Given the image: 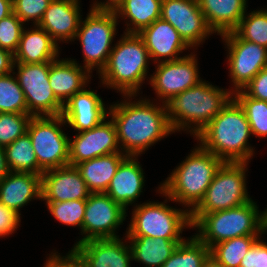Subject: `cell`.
Listing matches in <instances>:
<instances>
[{"mask_svg": "<svg viewBox=\"0 0 267 267\" xmlns=\"http://www.w3.org/2000/svg\"><path fill=\"white\" fill-rule=\"evenodd\" d=\"M240 267H267V243L259 238L241 260Z\"/></svg>", "mask_w": 267, "mask_h": 267, "instance_id": "40", "label": "cell"}, {"mask_svg": "<svg viewBox=\"0 0 267 267\" xmlns=\"http://www.w3.org/2000/svg\"><path fill=\"white\" fill-rule=\"evenodd\" d=\"M162 0H124L117 9L116 16L119 19L128 20L124 33H139L160 18Z\"/></svg>", "mask_w": 267, "mask_h": 267, "instance_id": "29", "label": "cell"}, {"mask_svg": "<svg viewBox=\"0 0 267 267\" xmlns=\"http://www.w3.org/2000/svg\"><path fill=\"white\" fill-rule=\"evenodd\" d=\"M233 32L240 38L267 48V9L243 16Z\"/></svg>", "mask_w": 267, "mask_h": 267, "instance_id": "33", "label": "cell"}, {"mask_svg": "<svg viewBox=\"0 0 267 267\" xmlns=\"http://www.w3.org/2000/svg\"><path fill=\"white\" fill-rule=\"evenodd\" d=\"M13 74L0 76V113L28 114L24 92Z\"/></svg>", "mask_w": 267, "mask_h": 267, "instance_id": "35", "label": "cell"}, {"mask_svg": "<svg viewBox=\"0 0 267 267\" xmlns=\"http://www.w3.org/2000/svg\"><path fill=\"white\" fill-rule=\"evenodd\" d=\"M127 211L106 193H91L86 199L83 236L75 245L91 239L118 238L117 228L124 224Z\"/></svg>", "mask_w": 267, "mask_h": 267, "instance_id": "13", "label": "cell"}, {"mask_svg": "<svg viewBox=\"0 0 267 267\" xmlns=\"http://www.w3.org/2000/svg\"><path fill=\"white\" fill-rule=\"evenodd\" d=\"M14 63V55L0 48V76L12 73Z\"/></svg>", "mask_w": 267, "mask_h": 267, "instance_id": "44", "label": "cell"}, {"mask_svg": "<svg viewBox=\"0 0 267 267\" xmlns=\"http://www.w3.org/2000/svg\"><path fill=\"white\" fill-rule=\"evenodd\" d=\"M16 78L24 92L28 114L31 116L61 115L64 104L55 96L49 82L50 62L14 63Z\"/></svg>", "mask_w": 267, "mask_h": 267, "instance_id": "11", "label": "cell"}, {"mask_svg": "<svg viewBox=\"0 0 267 267\" xmlns=\"http://www.w3.org/2000/svg\"><path fill=\"white\" fill-rule=\"evenodd\" d=\"M84 87L74 94L63 106L62 117L67 126L78 133L90 130L109 116L102 98L94 90Z\"/></svg>", "mask_w": 267, "mask_h": 267, "instance_id": "19", "label": "cell"}, {"mask_svg": "<svg viewBox=\"0 0 267 267\" xmlns=\"http://www.w3.org/2000/svg\"><path fill=\"white\" fill-rule=\"evenodd\" d=\"M208 26L217 35L233 31L243 18L247 0H198Z\"/></svg>", "mask_w": 267, "mask_h": 267, "instance_id": "26", "label": "cell"}, {"mask_svg": "<svg viewBox=\"0 0 267 267\" xmlns=\"http://www.w3.org/2000/svg\"><path fill=\"white\" fill-rule=\"evenodd\" d=\"M30 114L0 113V146L5 147L27 132Z\"/></svg>", "mask_w": 267, "mask_h": 267, "instance_id": "37", "label": "cell"}, {"mask_svg": "<svg viewBox=\"0 0 267 267\" xmlns=\"http://www.w3.org/2000/svg\"><path fill=\"white\" fill-rule=\"evenodd\" d=\"M160 18L171 24L191 48L197 47L214 33L198 0H162Z\"/></svg>", "mask_w": 267, "mask_h": 267, "instance_id": "15", "label": "cell"}, {"mask_svg": "<svg viewBox=\"0 0 267 267\" xmlns=\"http://www.w3.org/2000/svg\"><path fill=\"white\" fill-rule=\"evenodd\" d=\"M13 13V0H0V20Z\"/></svg>", "mask_w": 267, "mask_h": 267, "instance_id": "46", "label": "cell"}, {"mask_svg": "<svg viewBox=\"0 0 267 267\" xmlns=\"http://www.w3.org/2000/svg\"><path fill=\"white\" fill-rule=\"evenodd\" d=\"M126 239H91L74 245L70 251L85 267H131L132 253Z\"/></svg>", "mask_w": 267, "mask_h": 267, "instance_id": "17", "label": "cell"}, {"mask_svg": "<svg viewBox=\"0 0 267 267\" xmlns=\"http://www.w3.org/2000/svg\"><path fill=\"white\" fill-rule=\"evenodd\" d=\"M148 60L150 56L142 38L137 33H124L99 74L102 85L122 95H137L148 75Z\"/></svg>", "mask_w": 267, "mask_h": 267, "instance_id": "6", "label": "cell"}, {"mask_svg": "<svg viewBox=\"0 0 267 267\" xmlns=\"http://www.w3.org/2000/svg\"><path fill=\"white\" fill-rule=\"evenodd\" d=\"M48 211L64 225L77 226L81 229L86 207V199L46 202Z\"/></svg>", "mask_w": 267, "mask_h": 267, "instance_id": "36", "label": "cell"}, {"mask_svg": "<svg viewBox=\"0 0 267 267\" xmlns=\"http://www.w3.org/2000/svg\"><path fill=\"white\" fill-rule=\"evenodd\" d=\"M79 0H52L38 26L58 44L74 41L82 15ZM81 15V16H80Z\"/></svg>", "mask_w": 267, "mask_h": 267, "instance_id": "21", "label": "cell"}, {"mask_svg": "<svg viewBox=\"0 0 267 267\" xmlns=\"http://www.w3.org/2000/svg\"><path fill=\"white\" fill-rule=\"evenodd\" d=\"M4 150L10 172L43 174L44 171L38 165L31 138L27 132L5 146Z\"/></svg>", "mask_w": 267, "mask_h": 267, "instance_id": "30", "label": "cell"}, {"mask_svg": "<svg viewBox=\"0 0 267 267\" xmlns=\"http://www.w3.org/2000/svg\"><path fill=\"white\" fill-rule=\"evenodd\" d=\"M261 235H248L221 241L210 248V256L224 267H240V262Z\"/></svg>", "mask_w": 267, "mask_h": 267, "instance_id": "31", "label": "cell"}, {"mask_svg": "<svg viewBox=\"0 0 267 267\" xmlns=\"http://www.w3.org/2000/svg\"><path fill=\"white\" fill-rule=\"evenodd\" d=\"M134 96L137 95H123L126 100L118 101L108 109L116 126L121 152L127 156H139L162 138L174 133L166 104L157 106L148 98L131 101Z\"/></svg>", "mask_w": 267, "mask_h": 267, "instance_id": "1", "label": "cell"}, {"mask_svg": "<svg viewBox=\"0 0 267 267\" xmlns=\"http://www.w3.org/2000/svg\"><path fill=\"white\" fill-rule=\"evenodd\" d=\"M210 256V248L195 235L178 244L161 267H202Z\"/></svg>", "mask_w": 267, "mask_h": 267, "instance_id": "32", "label": "cell"}, {"mask_svg": "<svg viewBox=\"0 0 267 267\" xmlns=\"http://www.w3.org/2000/svg\"><path fill=\"white\" fill-rule=\"evenodd\" d=\"M24 23L14 14L0 20V48L9 51L13 55L16 53L21 34L25 28Z\"/></svg>", "mask_w": 267, "mask_h": 267, "instance_id": "38", "label": "cell"}, {"mask_svg": "<svg viewBox=\"0 0 267 267\" xmlns=\"http://www.w3.org/2000/svg\"><path fill=\"white\" fill-rule=\"evenodd\" d=\"M49 255L51 256L47 257L44 267H85L71 251L62 257L56 252Z\"/></svg>", "mask_w": 267, "mask_h": 267, "instance_id": "43", "label": "cell"}, {"mask_svg": "<svg viewBox=\"0 0 267 267\" xmlns=\"http://www.w3.org/2000/svg\"><path fill=\"white\" fill-rule=\"evenodd\" d=\"M202 267H224L218 263L213 257L209 256Z\"/></svg>", "mask_w": 267, "mask_h": 267, "instance_id": "48", "label": "cell"}, {"mask_svg": "<svg viewBox=\"0 0 267 267\" xmlns=\"http://www.w3.org/2000/svg\"><path fill=\"white\" fill-rule=\"evenodd\" d=\"M247 96L267 101V67L262 69L242 90Z\"/></svg>", "mask_w": 267, "mask_h": 267, "instance_id": "41", "label": "cell"}, {"mask_svg": "<svg viewBox=\"0 0 267 267\" xmlns=\"http://www.w3.org/2000/svg\"><path fill=\"white\" fill-rule=\"evenodd\" d=\"M251 135L245 111L232 97L195 138L223 162L248 163L254 154L248 143Z\"/></svg>", "mask_w": 267, "mask_h": 267, "instance_id": "2", "label": "cell"}, {"mask_svg": "<svg viewBox=\"0 0 267 267\" xmlns=\"http://www.w3.org/2000/svg\"><path fill=\"white\" fill-rule=\"evenodd\" d=\"M223 163L216 155L197 145L160 184V190L168 196L169 202H179L188 207L191 213L204 198L216 171Z\"/></svg>", "mask_w": 267, "mask_h": 267, "instance_id": "5", "label": "cell"}, {"mask_svg": "<svg viewBox=\"0 0 267 267\" xmlns=\"http://www.w3.org/2000/svg\"><path fill=\"white\" fill-rule=\"evenodd\" d=\"M32 199H42L41 175L9 172L0 181V202L18 214Z\"/></svg>", "mask_w": 267, "mask_h": 267, "instance_id": "24", "label": "cell"}, {"mask_svg": "<svg viewBox=\"0 0 267 267\" xmlns=\"http://www.w3.org/2000/svg\"><path fill=\"white\" fill-rule=\"evenodd\" d=\"M124 0H107L106 2H95L91 6L94 11L116 12L117 9L123 4Z\"/></svg>", "mask_w": 267, "mask_h": 267, "instance_id": "45", "label": "cell"}, {"mask_svg": "<svg viewBox=\"0 0 267 267\" xmlns=\"http://www.w3.org/2000/svg\"><path fill=\"white\" fill-rule=\"evenodd\" d=\"M10 172L4 147L0 146V181Z\"/></svg>", "mask_w": 267, "mask_h": 267, "instance_id": "47", "label": "cell"}, {"mask_svg": "<svg viewBox=\"0 0 267 267\" xmlns=\"http://www.w3.org/2000/svg\"><path fill=\"white\" fill-rule=\"evenodd\" d=\"M118 18L115 12L94 11L87 14L84 21H80L78 31L75 36L80 41L83 53L82 66L89 73L94 68L97 72L106 67L109 55L112 51V42L117 34Z\"/></svg>", "mask_w": 267, "mask_h": 267, "instance_id": "8", "label": "cell"}, {"mask_svg": "<svg viewBox=\"0 0 267 267\" xmlns=\"http://www.w3.org/2000/svg\"><path fill=\"white\" fill-rule=\"evenodd\" d=\"M144 179V172L138 162V156H127L118 166L105 193L125 210H128L127 207L135 204L143 192Z\"/></svg>", "mask_w": 267, "mask_h": 267, "instance_id": "22", "label": "cell"}, {"mask_svg": "<svg viewBox=\"0 0 267 267\" xmlns=\"http://www.w3.org/2000/svg\"><path fill=\"white\" fill-rule=\"evenodd\" d=\"M197 60L196 54L191 53L177 60L156 64L149 83L157 97L163 99V104L203 80L199 77Z\"/></svg>", "mask_w": 267, "mask_h": 267, "instance_id": "14", "label": "cell"}, {"mask_svg": "<svg viewBox=\"0 0 267 267\" xmlns=\"http://www.w3.org/2000/svg\"><path fill=\"white\" fill-rule=\"evenodd\" d=\"M225 48H228V67L234 89L232 93L243 90L245 86L267 67V48L240 39L233 31L220 35Z\"/></svg>", "mask_w": 267, "mask_h": 267, "instance_id": "12", "label": "cell"}, {"mask_svg": "<svg viewBox=\"0 0 267 267\" xmlns=\"http://www.w3.org/2000/svg\"><path fill=\"white\" fill-rule=\"evenodd\" d=\"M129 241L132 260L145 267H161L184 239H164L144 236H125Z\"/></svg>", "mask_w": 267, "mask_h": 267, "instance_id": "28", "label": "cell"}, {"mask_svg": "<svg viewBox=\"0 0 267 267\" xmlns=\"http://www.w3.org/2000/svg\"><path fill=\"white\" fill-rule=\"evenodd\" d=\"M90 73L75 59L50 62L49 82L55 96L65 104L74 94L90 84Z\"/></svg>", "mask_w": 267, "mask_h": 267, "instance_id": "23", "label": "cell"}, {"mask_svg": "<svg viewBox=\"0 0 267 267\" xmlns=\"http://www.w3.org/2000/svg\"><path fill=\"white\" fill-rule=\"evenodd\" d=\"M106 119L69 140V165L76 166L99 156L121 152L115 123L112 119Z\"/></svg>", "mask_w": 267, "mask_h": 267, "instance_id": "16", "label": "cell"}, {"mask_svg": "<svg viewBox=\"0 0 267 267\" xmlns=\"http://www.w3.org/2000/svg\"><path fill=\"white\" fill-rule=\"evenodd\" d=\"M41 194L45 202L87 199L91 192L76 166L67 165L43 172Z\"/></svg>", "mask_w": 267, "mask_h": 267, "instance_id": "18", "label": "cell"}, {"mask_svg": "<svg viewBox=\"0 0 267 267\" xmlns=\"http://www.w3.org/2000/svg\"><path fill=\"white\" fill-rule=\"evenodd\" d=\"M52 0H13V13L23 22L38 25Z\"/></svg>", "mask_w": 267, "mask_h": 267, "instance_id": "39", "label": "cell"}, {"mask_svg": "<svg viewBox=\"0 0 267 267\" xmlns=\"http://www.w3.org/2000/svg\"><path fill=\"white\" fill-rule=\"evenodd\" d=\"M127 157L122 152L99 156L76 165L91 193H105L120 163Z\"/></svg>", "mask_w": 267, "mask_h": 267, "instance_id": "27", "label": "cell"}, {"mask_svg": "<svg viewBox=\"0 0 267 267\" xmlns=\"http://www.w3.org/2000/svg\"><path fill=\"white\" fill-rule=\"evenodd\" d=\"M138 35L142 38L150 59H153L154 63L180 59L182 58L179 56L180 53L191 49L177 30L161 18L142 29Z\"/></svg>", "mask_w": 267, "mask_h": 267, "instance_id": "20", "label": "cell"}, {"mask_svg": "<svg viewBox=\"0 0 267 267\" xmlns=\"http://www.w3.org/2000/svg\"><path fill=\"white\" fill-rule=\"evenodd\" d=\"M245 111L251 134L258 138L267 137V101L247 96L242 90L233 93Z\"/></svg>", "mask_w": 267, "mask_h": 267, "instance_id": "34", "label": "cell"}, {"mask_svg": "<svg viewBox=\"0 0 267 267\" xmlns=\"http://www.w3.org/2000/svg\"><path fill=\"white\" fill-rule=\"evenodd\" d=\"M232 97V89L223 90L205 80L179 93L166 103L173 132L187 130L196 137Z\"/></svg>", "mask_w": 267, "mask_h": 267, "instance_id": "3", "label": "cell"}, {"mask_svg": "<svg viewBox=\"0 0 267 267\" xmlns=\"http://www.w3.org/2000/svg\"><path fill=\"white\" fill-rule=\"evenodd\" d=\"M164 202H144L134 207L132 218L127 227L126 236H144L164 239H183L180 234L186 228H192L190 213L187 209H175L168 206V196ZM186 227V228H185Z\"/></svg>", "mask_w": 267, "mask_h": 267, "instance_id": "7", "label": "cell"}, {"mask_svg": "<svg viewBox=\"0 0 267 267\" xmlns=\"http://www.w3.org/2000/svg\"><path fill=\"white\" fill-rule=\"evenodd\" d=\"M59 44L38 25L23 29L19 46L14 54L15 63L35 64L52 62L59 57Z\"/></svg>", "mask_w": 267, "mask_h": 267, "instance_id": "25", "label": "cell"}, {"mask_svg": "<svg viewBox=\"0 0 267 267\" xmlns=\"http://www.w3.org/2000/svg\"><path fill=\"white\" fill-rule=\"evenodd\" d=\"M247 165L224 162L216 171L204 198L191 213H211L251 201L246 188Z\"/></svg>", "mask_w": 267, "mask_h": 267, "instance_id": "10", "label": "cell"}, {"mask_svg": "<svg viewBox=\"0 0 267 267\" xmlns=\"http://www.w3.org/2000/svg\"><path fill=\"white\" fill-rule=\"evenodd\" d=\"M253 200L238 207L211 213H190L195 236L209 248L236 237L267 233V208L260 212Z\"/></svg>", "mask_w": 267, "mask_h": 267, "instance_id": "4", "label": "cell"}, {"mask_svg": "<svg viewBox=\"0 0 267 267\" xmlns=\"http://www.w3.org/2000/svg\"><path fill=\"white\" fill-rule=\"evenodd\" d=\"M20 218V214L0 202V235L5 237L14 234L20 226Z\"/></svg>", "mask_w": 267, "mask_h": 267, "instance_id": "42", "label": "cell"}, {"mask_svg": "<svg viewBox=\"0 0 267 267\" xmlns=\"http://www.w3.org/2000/svg\"><path fill=\"white\" fill-rule=\"evenodd\" d=\"M66 125L62 115L32 116L27 133L38 161L45 172L69 165V140L61 129Z\"/></svg>", "mask_w": 267, "mask_h": 267, "instance_id": "9", "label": "cell"}]
</instances>
